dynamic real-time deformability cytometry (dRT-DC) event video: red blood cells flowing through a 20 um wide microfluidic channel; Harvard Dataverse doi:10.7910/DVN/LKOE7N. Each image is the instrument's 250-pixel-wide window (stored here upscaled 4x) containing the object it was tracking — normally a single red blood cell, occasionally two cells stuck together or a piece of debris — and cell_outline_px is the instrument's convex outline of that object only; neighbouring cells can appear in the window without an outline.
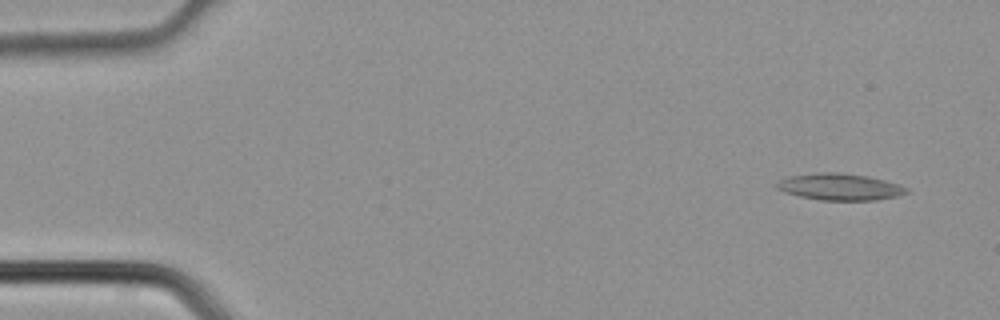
{"species": "common noctule bat (a hibernating species)", "species_latin": "Nyctalus noctula", "temperature_condition": "cold", "stored_images_in_passage": 4, "camera_frame_rate_fps": 3000, "um_per_image_px": 0.085, "animal": {"sex": "male", "body_mass_g": 21.5, "forearm_length_mm": 52.0}, "frame": {"image": 1, "passage_image": 1, "time_ms": 0.0, "image_size_px": [1000, 320], "cell_outline_px": [[912, 192], [896, 196], [876, 200], [820, 200], [800, 196], [784, 192], [776, 188], [776, 184], [780, 180], [788, 176], [816, 172], [836, 172], [868, 176], [900, 184], [908, 188]], "centroid_in_image_um": [71.41, 15.88], "position_along_channel_um": 13.6, "area_um2": 20.29}}
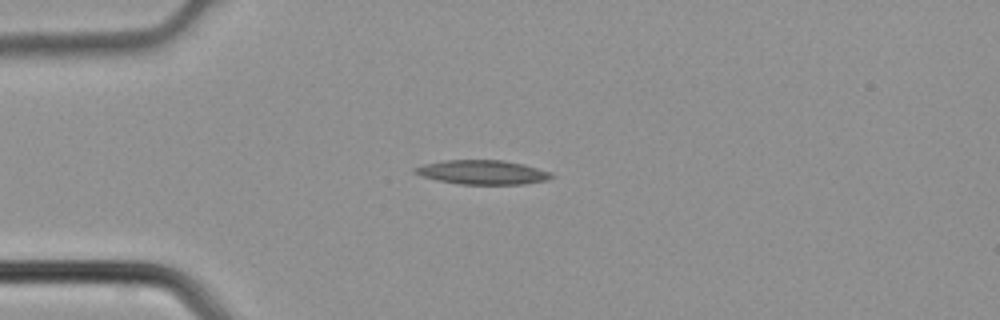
{"frame": {"image": 2, "passage_image": 3, "time_ms": 0.667, "image_size_px": [1000, 320], "cell_outline_px": [[556, 176], [548, 180], [524, 184], [460, 184], [436, 180], [420, 176], [412, 172], [412, 168], [424, 164], [444, 160], [504, 160], [524, 164], [552, 172]], "centroid_in_image_um": [41.01, 14.64], "position_along_channel_um": 44.0, "area_um2": 19.54}}